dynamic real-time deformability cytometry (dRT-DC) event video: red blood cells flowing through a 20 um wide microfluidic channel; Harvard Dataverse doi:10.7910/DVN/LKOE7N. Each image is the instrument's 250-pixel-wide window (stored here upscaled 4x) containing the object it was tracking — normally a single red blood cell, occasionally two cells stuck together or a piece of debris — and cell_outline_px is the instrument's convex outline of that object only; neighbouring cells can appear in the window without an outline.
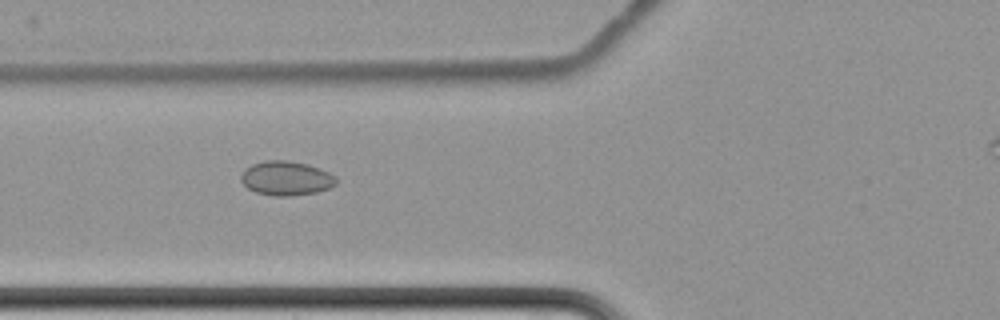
{"species": "common noctule bat (a hibernating species)", "species_latin": "Nyctalus noctula", "temperature_condition": "cold", "stored_images_in_passage": 7, "camera_frame_rate_fps": 3000, "um_per_image_px": 0.085, "animal": {"sex": "female", "body_mass_g": 22.7, "forearm_length_mm": 54.2}, "frame": {"image": 1, "passage_image": 7, "time_ms": 8.0, "image_size_px": [1000, 320], "cell_outline_px": [[336, 184], [328, 188], [316, 192], [292, 196], [272, 196], [256, 192], [248, 188], [240, 180], [240, 176], [244, 168], [252, 164], [264, 160], [288, 160], [308, 164], [320, 168], [336, 176]], "centroid_in_image_um": [24.3, 15.14], "position_along_channel_um": 101.5, "area_um2": 19.19}}